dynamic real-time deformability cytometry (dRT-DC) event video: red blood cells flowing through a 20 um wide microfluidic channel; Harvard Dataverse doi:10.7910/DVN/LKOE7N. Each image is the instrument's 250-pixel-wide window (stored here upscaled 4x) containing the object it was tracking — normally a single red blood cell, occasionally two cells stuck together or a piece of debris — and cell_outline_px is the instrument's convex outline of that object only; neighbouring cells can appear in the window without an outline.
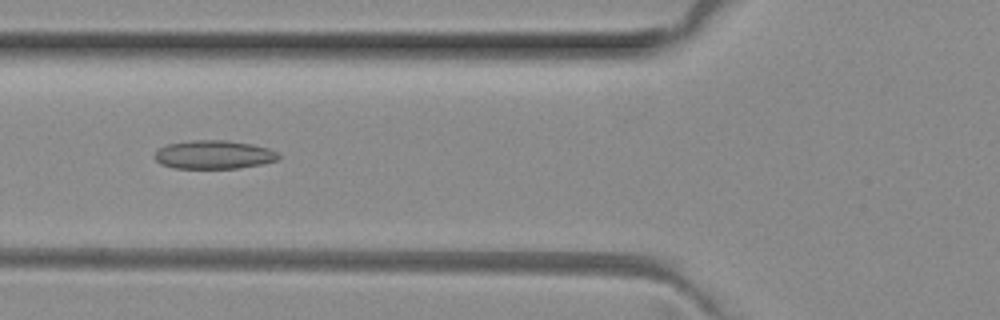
{"species": "common noctule bat (a hibernating species)", "species_latin": "Nyctalus noctula", "temperature_condition": "room temperature", "stored_images_in_passage": 32, "camera_frame_rate_fps": 3000, "um_per_image_px": 0.085, "animal": {"sex": "female", "body_mass_g": 29.2, "forearm_length_mm": 56.3}, "frame": {"image": 1, "passage_image": 5, "time_ms": 1.333, "image_size_px": [1000, 320], "cell_outline_px": [[280, 160], [240, 168], [176, 168], [160, 164], [152, 156], [160, 148], [168, 144], [192, 140], [228, 140], [252, 144], [268, 148], [280, 152]], "centroid_in_image_um": [18.21, 13.14], "position_along_channel_um": 107.6, "area_um2": 20.75}}
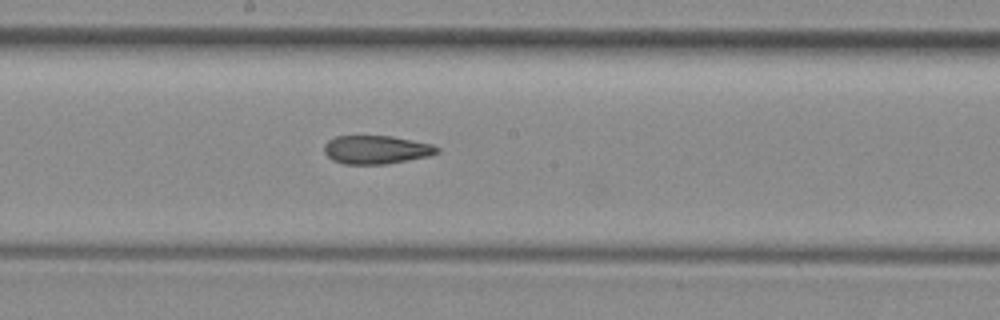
{"frame": {"image": 2, "passage_image": 13, "time_ms": 4.0, "image_size_px": [1000, 320], "cell_outline_px": [[440, 152], [432, 156], [384, 164], [344, 164], [332, 160], [324, 152], [324, 144], [328, 140], [336, 136], [392, 136], [432, 144], [440, 148]], "centroid_in_image_um": [32.0, 12.72], "position_along_channel_um": 216.2, "area_um2": 18.84}}
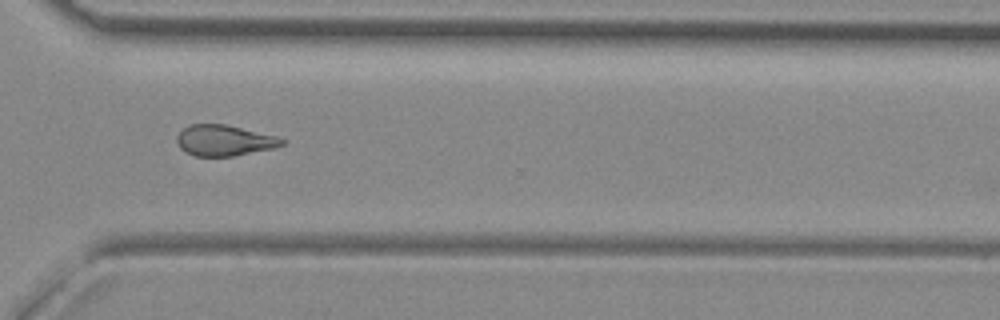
{"frame": {"image": 3, "passage_image": 23, "time_ms": 7.333, "image_size_px": [1000, 320], "cell_outline_px": [[284, 144], [276, 148], [232, 156], [196, 156], [180, 148], [176, 140], [176, 136], [188, 124], [228, 124], [276, 136], [284, 140]], "centroid_in_image_um": [19.07, 11.93], "position_along_channel_um": 351.5, "area_um2": 18.9}, "authors_computed_cell_mechanics": {"area_um2": 18.9295, "velocity_mm_per_s": 4.0658, "shape_relaxation_time_tau1_ms": null, "shape_relaxation_time_tau2_ms": 5.038, "deformation_change_tau1": null, "deformation_change_tau2": 0.1453}}